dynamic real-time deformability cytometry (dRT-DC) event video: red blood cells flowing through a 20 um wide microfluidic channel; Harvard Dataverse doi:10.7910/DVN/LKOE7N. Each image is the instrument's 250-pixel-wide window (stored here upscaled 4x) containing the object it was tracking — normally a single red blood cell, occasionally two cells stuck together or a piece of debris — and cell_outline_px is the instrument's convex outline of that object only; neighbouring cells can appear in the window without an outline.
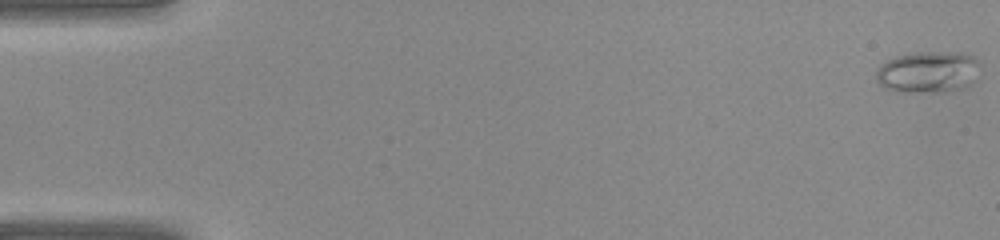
{"species": "common noctule bat (a hibernating species)", "species_latin": "Nyctalus noctula", "temperature_condition": "warm", "stored_images_in_passage": 38, "camera_frame_rate_fps": 3000, "um_per_image_px": 0.085, "animal": {"sex": "female", "body_mass_g": 22.0, "forearm_length_mm": 56.7}, "frame": {"image": 1, "passage_image": 1, "time_ms": 0.0, "image_size_px": [1000, 240], "cell_outline_px": [[980, 64], [968, 88], [884, 88], [876, 80], [876, 72], [880, 64], [896, 56], [916, 52], [960, 52], [972, 56]], "centroid_in_image_um": [78.88, 6.01], "position_along_channel_um": 6.1, "area_um2": 23.47}}
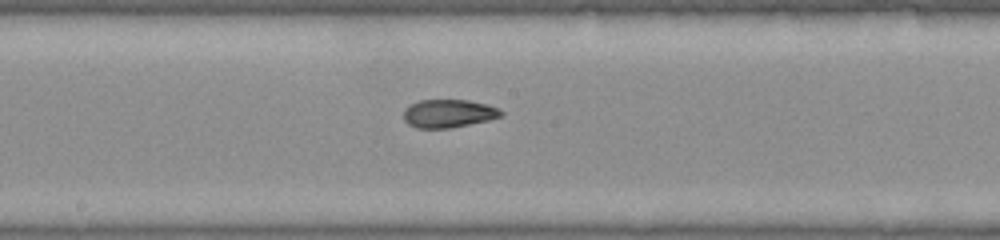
{"frame": {"image": 2, "passage_image": 22, "time_ms": 7.0, "image_size_px": [1000, 240], "cell_outline_px": [[504, 116], [488, 120], [448, 128], [416, 128], [408, 124], [404, 120], [404, 108], [420, 100], [468, 100], [488, 104], [504, 112]], "centroid_in_image_um": [38.13, 9.64], "position_along_channel_um": 210.1, "area_um2": 15.95}}
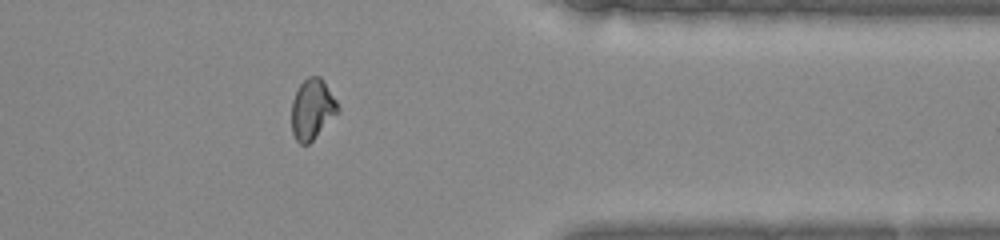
{"frame": {"image": 3, "passage_image": 33, "time_ms": 10.667, "image_size_px": [1000, 240], "cell_outline_px": [[340, 112], [308, 144], [300, 144], [296, 140], [292, 132], [292, 100], [300, 84], [308, 76], [320, 76], [324, 80], [336, 100], [340, 108]], "centroid_in_image_um": [26.56, 9.27], "position_along_channel_um": 384.8, "area_um2": 16.36}}